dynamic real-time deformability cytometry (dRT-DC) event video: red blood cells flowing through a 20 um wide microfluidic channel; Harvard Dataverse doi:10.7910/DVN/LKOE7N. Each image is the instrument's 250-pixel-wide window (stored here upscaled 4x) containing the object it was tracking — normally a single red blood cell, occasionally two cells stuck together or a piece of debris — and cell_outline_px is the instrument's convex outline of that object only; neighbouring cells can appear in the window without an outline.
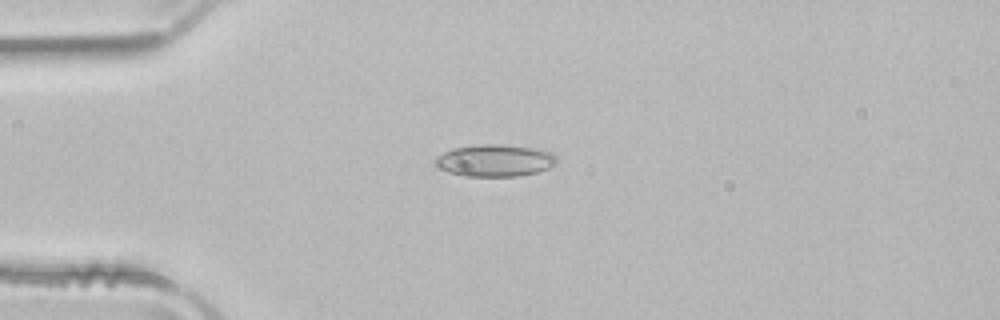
{"species": "common noctule bat (a hibernating species)", "species_latin": "Nyctalus noctula", "temperature_condition": "room temperature", "stored_images_in_passage": 46, "camera_frame_rate_fps": 3000, "um_per_image_px": 0.085, "animal": {"sex": "male", "body_mass_g": 21.5, "forearm_length_mm": 52.0}, "frame": {"image": 1, "passage_image": 8, "time_ms": 2.333, "image_size_px": [1000, 320], "cell_outline_px": [[556, 164], [548, 168], [536, 172], [520, 176], [464, 176], [448, 172], [432, 164], [436, 156], [452, 148], [480, 144], [500, 144], [532, 148], [552, 152], [556, 156]], "centroid_in_image_um": [42.02, 13.64], "position_along_channel_um": 43.0, "area_um2": 22.77}}
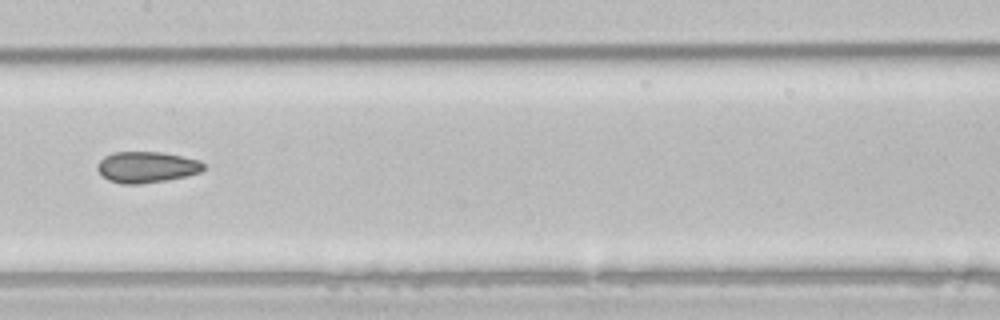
{"frame": {"image": 2, "passage_image": 21, "time_ms": 6.667, "image_size_px": [1000, 320], "cell_outline_px": [[204, 168], [200, 172], [184, 176], [164, 180], [140, 184], [124, 184], [108, 180], [96, 168], [96, 164], [104, 156], [112, 152], [164, 152], [200, 160], [204, 164]], "centroid_in_image_um": [12.44, 14.19], "position_along_channel_um": 195.0, "area_um2": 19.19}}
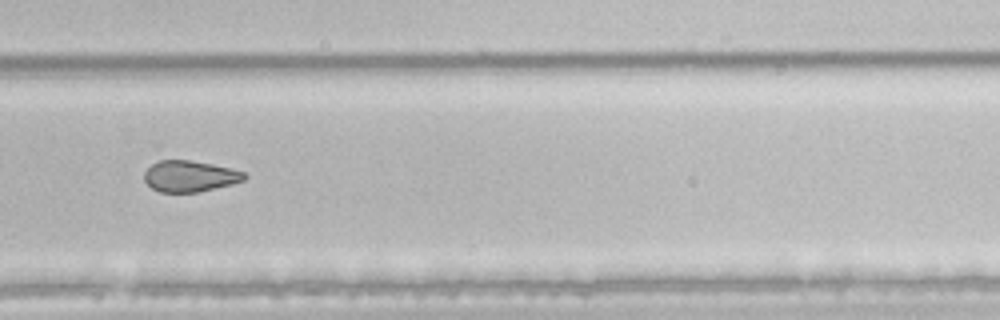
{"frame": {"image": 3, "passage_image": 30, "time_ms": 9.667, "image_size_px": [1000, 320], "cell_outline_px": [[248, 176], [244, 180], [232, 184], [196, 192], [160, 192], [152, 188], [144, 180], [144, 172], [152, 164], [160, 160], [192, 160], [232, 168], [244, 172]], "centroid_in_image_um": [16.14, 14.97], "position_along_channel_um": 313.7, "area_um2": 18.15}, "authors_computed_cell_mechanics": {"area_um2": 20.2011, "velocity_mm_per_s": 3.9868, "shape_relaxation_time_tau1_ms": null, "shape_relaxation_time_tau2_ms": 4.3147, "deformation_change_tau1": null, "deformation_change_tau2": 0.1071}}